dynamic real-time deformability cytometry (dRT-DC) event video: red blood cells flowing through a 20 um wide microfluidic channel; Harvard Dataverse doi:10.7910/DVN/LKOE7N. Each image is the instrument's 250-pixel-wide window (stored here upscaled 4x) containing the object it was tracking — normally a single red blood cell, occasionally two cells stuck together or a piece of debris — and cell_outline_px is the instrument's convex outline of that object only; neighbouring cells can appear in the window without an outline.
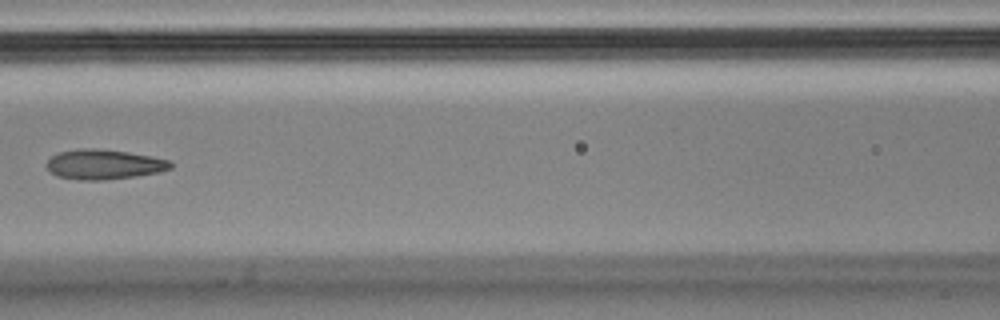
{"species": "Egyptian fruit bat (a non-hibernating species)", "species_latin": "Rousettus aegyptiacus", "temperature_condition": "cold", "stored_images_in_passage": 4, "camera_frame_rate_fps": 3000, "um_per_image_px": 0.085, "animal": {"sex": "male"}, "frame": {"image": 1, "passage_image": 3, "time_ms": 0.667, "image_size_px": [1000, 320], "cell_outline_px": [[172, 168], [160, 172], [136, 176], [104, 180], [80, 180], [56, 176], [48, 172], [48, 160], [52, 156], [60, 152], [80, 148], [96, 148], [128, 152], [168, 160], [172, 164]], "centroid_in_image_um": [8.82, 13.98], "position_along_channel_um": 157.8, "area_um2": 21.5}}
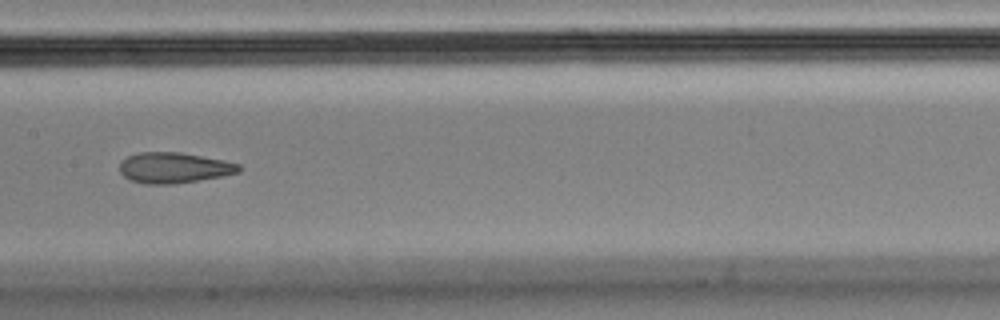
{"frame": {"image": 2, "passage_image": 4, "time_ms": 1.0, "image_size_px": [1000, 320], "cell_outline_px": [[240, 172], [200, 180], [176, 184], [144, 184], [128, 180], [120, 172], [120, 160], [128, 156], [140, 152], [180, 152], [224, 160], [240, 164]], "centroid_in_image_um": [14.76, 14.26], "position_along_channel_um": 192.6, "area_um2": 21.44}}